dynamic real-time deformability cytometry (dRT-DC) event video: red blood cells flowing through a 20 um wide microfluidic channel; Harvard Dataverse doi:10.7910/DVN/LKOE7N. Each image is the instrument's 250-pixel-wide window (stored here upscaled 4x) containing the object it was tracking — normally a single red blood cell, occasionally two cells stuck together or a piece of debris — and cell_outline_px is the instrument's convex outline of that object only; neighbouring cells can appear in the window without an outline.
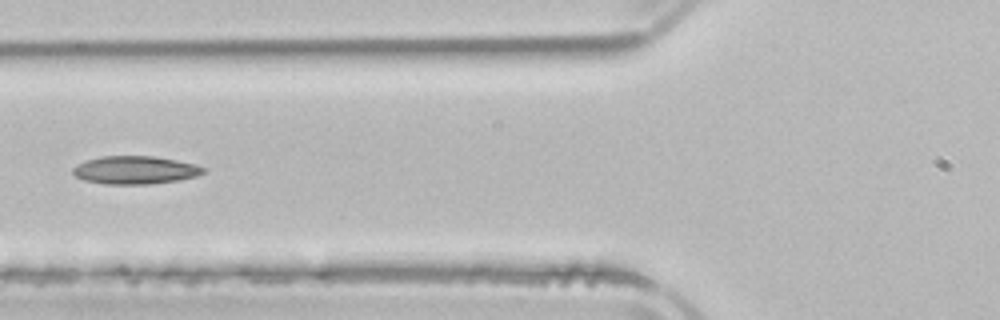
{"species": "common noctule bat (a hibernating species)", "species_latin": "Nyctalus noctula", "temperature_condition": "room temperature", "stored_images_in_passage": 5, "camera_frame_rate_fps": 3000, "um_per_image_px": 0.085, "animal": {"sex": "male", "body_mass_g": 21.5, "forearm_length_mm": 52.0}, "frame": {"image": 1, "passage_image": 5, "time_ms": 7.0, "image_size_px": [1000, 320], "cell_outline_px": [[208, 168], [204, 172], [196, 176], [176, 180], [152, 184], [104, 184], [84, 180], [76, 176], [72, 172], [72, 168], [76, 164], [88, 160], [104, 156], [152, 156], [176, 160], [196, 164]], "centroid_in_image_um": [11.49, 14.45], "position_along_channel_um": 114.3, "area_um2": 21.27}}